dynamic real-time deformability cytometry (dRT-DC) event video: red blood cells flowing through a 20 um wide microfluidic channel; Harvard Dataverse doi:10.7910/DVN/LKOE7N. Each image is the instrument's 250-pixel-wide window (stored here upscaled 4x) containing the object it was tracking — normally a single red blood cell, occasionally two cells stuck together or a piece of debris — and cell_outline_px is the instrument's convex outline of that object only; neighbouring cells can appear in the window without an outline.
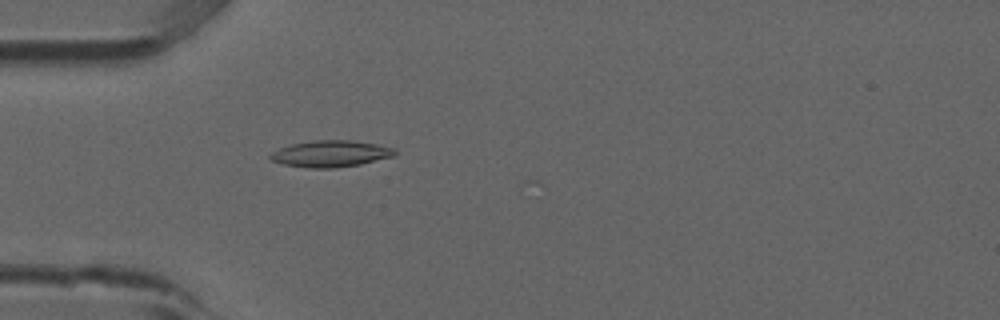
{"species": "common noctule bat (a hibernating species)", "species_latin": "Nyctalus noctula", "temperature_condition": "room temperature", "stored_images_in_passage": 8, "camera_frame_rate_fps": 3000, "um_per_image_px": 0.085, "animal": {"sex": "male", "forearm_length_mm": 52.5}, "frame": {"image": 1, "passage_image": 7, "time_ms": 2.0, "image_size_px": [1000, 320], "cell_outline_px": [[396, 152], [392, 156], [360, 164], [332, 168], [308, 168], [284, 164], [272, 160], [268, 156], [272, 152], [280, 148], [292, 144], [316, 140], [352, 140], [376, 144], [396, 148]], "centroid_in_image_um": [28.1, 13.06], "position_along_channel_um": 56.9, "area_um2": 19.02}}